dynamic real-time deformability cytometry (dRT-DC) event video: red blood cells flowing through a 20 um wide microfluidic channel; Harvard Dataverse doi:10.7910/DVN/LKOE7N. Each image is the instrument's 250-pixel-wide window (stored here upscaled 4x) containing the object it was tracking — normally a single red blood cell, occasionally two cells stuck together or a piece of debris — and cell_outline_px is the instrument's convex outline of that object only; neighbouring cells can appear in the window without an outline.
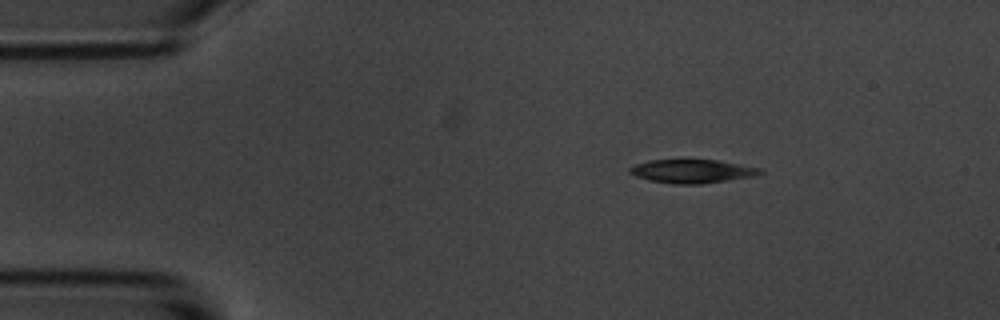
{"species": "common noctule bat (a hibernating species)", "species_latin": "Nyctalus noctula", "temperature_condition": "room temperature", "stored_images_in_passage": 3, "camera_frame_rate_fps": 3000, "um_per_image_px": 0.085, "animal": {"sex": "male", "body_mass_g": 20.1, "forearm_length_mm": 53.5}, "frame": {"image": 1, "passage_image": 1, "time_ms": 0.0, "image_size_px": [1000, 320], "cell_outline_px": [[764, 172], [752, 176], [728, 180], [700, 184], [672, 184], [648, 180], [636, 176], [628, 172], [628, 168], [636, 164], [648, 160], [716, 160], [760, 168]], "centroid_in_image_um": [58.77, 14.56], "position_along_channel_um": 26.2, "area_um2": 17.74}}